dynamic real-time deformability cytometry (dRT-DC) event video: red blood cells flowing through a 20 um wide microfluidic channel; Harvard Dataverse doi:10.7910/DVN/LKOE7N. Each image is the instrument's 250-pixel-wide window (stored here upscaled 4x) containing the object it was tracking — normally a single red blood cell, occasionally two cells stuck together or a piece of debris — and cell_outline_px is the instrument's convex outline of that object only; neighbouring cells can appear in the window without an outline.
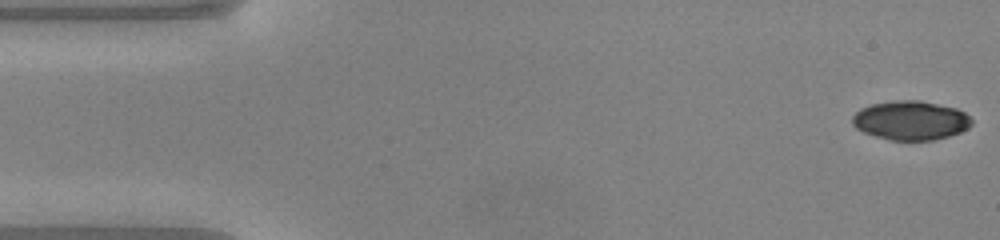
{"species": "common noctule bat (a hibernating species)", "species_latin": "Nyctalus noctula", "temperature_condition": "warm", "stored_images_in_passage": 10, "camera_frame_rate_fps": 3000, "um_per_image_px": 0.085, "animal": {"sex": "male", "body_mass_g": 20.0, "forearm_length_mm": 53.3}, "frame": {"image": 1, "passage_image": 1, "time_ms": 0.0, "image_size_px": [1000, 240], "cell_outline_px": [[972, 124], [968, 128], [960, 132], [948, 136], [932, 140], [888, 140], [864, 132], [856, 128], [852, 124], [852, 116], [860, 108], [872, 104], [892, 100], [920, 100], [956, 108], [964, 112], [972, 120]], "centroid_in_image_um": [77.39, 10.23], "position_along_channel_um": 7.6, "area_um2": 27.22}}